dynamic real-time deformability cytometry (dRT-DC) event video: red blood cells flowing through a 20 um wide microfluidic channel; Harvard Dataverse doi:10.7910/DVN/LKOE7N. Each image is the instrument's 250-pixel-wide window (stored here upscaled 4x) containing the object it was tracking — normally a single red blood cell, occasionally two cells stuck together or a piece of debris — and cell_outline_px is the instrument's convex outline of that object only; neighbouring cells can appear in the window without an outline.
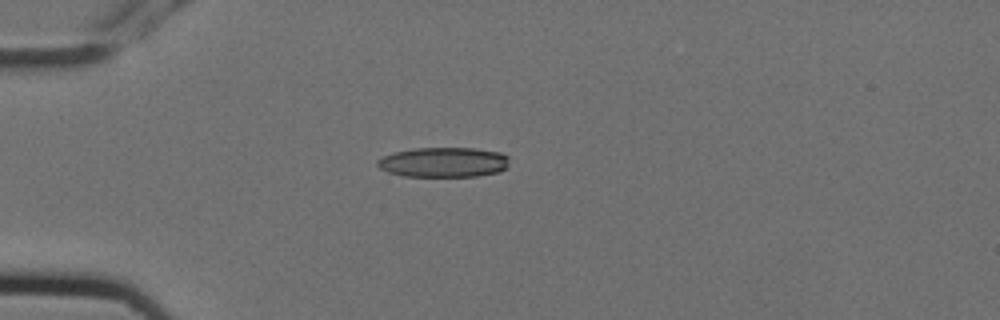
{"species": "Egyptian fruit bat (a non-hibernating species)", "species_latin": "Rousettus aegyptiacus", "temperature_condition": "cold", "stored_images_in_passage": 7, "camera_frame_rate_fps": 3000, "um_per_image_px": 0.085, "animal": {"sex": "female"}, "frame": {"image": 1, "passage_image": 4, "time_ms": 1.0, "image_size_px": [1000, 320], "cell_outline_px": [[508, 164], [500, 172], [476, 176], [404, 176], [388, 172], [380, 168], [376, 164], [376, 160], [384, 156], [396, 152], [412, 148], [476, 148], [500, 152], [508, 156]], "centroid_in_image_um": [37.71, 13.78], "position_along_channel_um": 47.3, "area_um2": 23.0}}
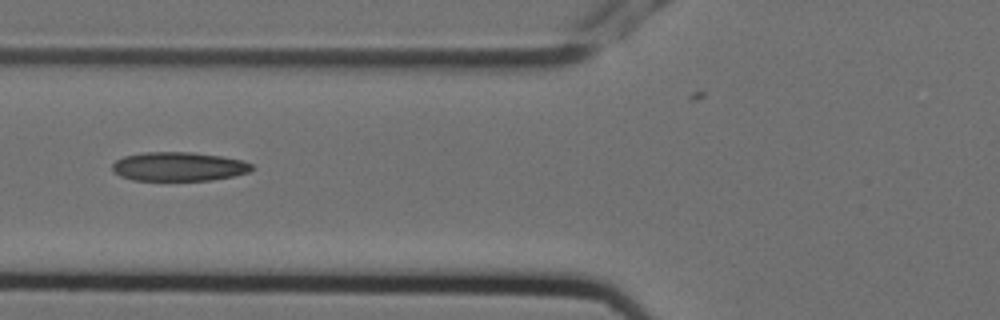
{"frame": {"image": 2, "passage_image": 6, "time_ms": 1.667, "image_size_px": [1000, 320], "cell_outline_px": [[256, 168], [248, 172], [232, 176], [212, 180], [132, 180], [120, 176], [112, 172], [112, 164], [116, 160], [124, 156], [144, 152], [192, 152], [220, 156], [244, 160], [252, 164]], "centroid_in_image_um": [15.19, 14.15], "position_along_channel_um": 110.6, "area_um2": 23.7}}
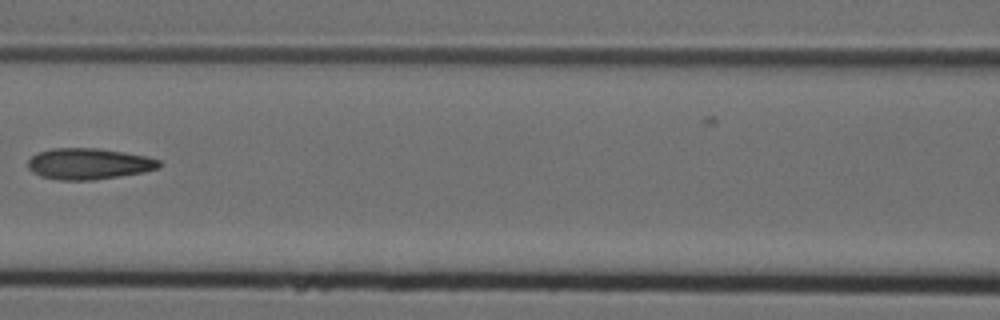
{"frame": {"image": 3, "passage_image": 7, "time_ms": 2.0, "image_size_px": [1000, 320], "cell_outline_px": [[164, 164], [160, 168], [144, 172], [92, 180], [60, 180], [40, 176], [32, 172], [28, 168], [28, 160], [32, 156], [40, 152], [52, 148], [100, 148], [124, 152], [144, 156], [160, 160]], "centroid_in_image_um": [7.56, 13.92], "position_along_channel_um": 159.0, "area_um2": 23.87}}